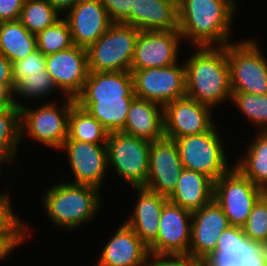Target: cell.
I'll return each instance as SVG.
<instances>
[{"label": "cell", "mask_w": 267, "mask_h": 266, "mask_svg": "<svg viewBox=\"0 0 267 266\" xmlns=\"http://www.w3.org/2000/svg\"><path fill=\"white\" fill-rule=\"evenodd\" d=\"M148 162V179L144 188L168 198L184 169L175 141L163 137L152 142Z\"/></svg>", "instance_id": "4fadbf2b"}, {"label": "cell", "mask_w": 267, "mask_h": 266, "mask_svg": "<svg viewBox=\"0 0 267 266\" xmlns=\"http://www.w3.org/2000/svg\"><path fill=\"white\" fill-rule=\"evenodd\" d=\"M248 146L245 158H239L234 167L267 192V131H259Z\"/></svg>", "instance_id": "f1b7e54d"}, {"label": "cell", "mask_w": 267, "mask_h": 266, "mask_svg": "<svg viewBox=\"0 0 267 266\" xmlns=\"http://www.w3.org/2000/svg\"><path fill=\"white\" fill-rule=\"evenodd\" d=\"M245 266H267V246H258Z\"/></svg>", "instance_id": "7bdbcfd3"}, {"label": "cell", "mask_w": 267, "mask_h": 266, "mask_svg": "<svg viewBox=\"0 0 267 266\" xmlns=\"http://www.w3.org/2000/svg\"><path fill=\"white\" fill-rule=\"evenodd\" d=\"M46 71L52 77L58 90L75 99L82 91L89 75L87 50L76 45L49 54L45 57Z\"/></svg>", "instance_id": "9a60e30c"}, {"label": "cell", "mask_w": 267, "mask_h": 266, "mask_svg": "<svg viewBox=\"0 0 267 266\" xmlns=\"http://www.w3.org/2000/svg\"><path fill=\"white\" fill-rule=\"evenodd\" d=\"M163 110L164 135L172 140L206 133L215 126L212 108L186 96L166 104Z\"/></svg>", "instance_id": "7c38bea8"}, {"label": "cell", "mask_w": 267, "mask_h": 266, "mask_svg": "<svg viewBox=\"0 0 267 266\" xmlns=\"http://www.w3.org/2000/svg\"><path fill=\"white\" fill-rule=\"evenodd\" d=\"M153 257V258H152ZM152 260H151V259ZM147 266H202V261L190 255H152Z\"/></svg>", "instance_id": "f35d334b"}, {"label": "cell", "mask_w": 267, "mask_h": 266, "mask_svg": "<svg viewBox=\"0 0 267 266\" xmlns=\"http://www.w3.org/2000/svg\"><path fill=\"white\" fill-rule=\"evenodd\" d=\"M130 71L89 72L81 93L75 99L135 98Z\"/></svg>", "instance_id": "603a6c76"}, {"label": "cell", "mask_w": 267, "mask_h": 266, "mask_svg": "<svg viewBox=\"0 0 267 266\" xmlns=\"http://www.w3.org/2000/svg\"><path fill=\"white\" fill-rule=\"evenodd\" d=\"M140 31H168L179 28L178 8L163 0H135L127 23Z\"/></svg>", "instance_id": "7402d4cb"}, {"label": "cell", "mask_w": 267, "mask_h": 266, "mask_svg": "<svg viewBox=\"0 0 267 266\" xmlns=\"http://www.w3.org/2000/svg\"><path fill=\"white\" fill-rule=\"evenodd\" d=\"M202 266H217L214 265L209 259L202 261Z\"/></svg>", "instance_id": "7dc6e473"}, {"label": "cell", "mask_w": 267, "mask_h": 266, "mask_svg": "<svg viewBox=\"0 0 267 266\" xmlns=\"http://www.w3.org/2000/svg\"><path fill=\"white\" fill-rule=\"evenodd\" d=\"M186 97L215 108L231 100L226 47H197L185 62Z\"/></svg>", "instance_id": "7a4b0ae2"}, {"label": "cell", "mask_w": 267, "mask_h": 266, "mask_svg": "<svg viewBox=\"0 0 267 266\" xmlns=\"http://www.w3.org/2000/svg\"><path fill=\"white\" fill-rule=\"evenodd\" d=\"M12 104V100L8 96L0 95V115Z\"/></svg>", "instance_id": "f6af8a7d"}, {"label": "cell", "mask_w": 267, "mask_h": 266, "mask_svg": "<svg viewBox=\"0 0 267 266\" xmlns=\"http://www.w3.org/2000/svg\"><path fill=\"white\" fill-rule=\"evenodd\" d=\"M230 226L227 217L214 199L192 212L189 255L204 261L215 251L221 233Z\"/></svg>", "instance_id": "e0dca14e"}, {"label": "cell", "mask_w": 267, "mask_h": 266, "mask_svg": "<svg viewBox=\"0 0 267 266\" xmlns=\"http://www.w3.org/2000/svg\"><path fill=\"white\" fill-rule=\"evenodd\" d=\"M258 245L246 238L243 227L229 226L216 244V251L208 258L217 266H245Z\"/></svg>", "instance_id": "d4e9b609"}, {"label": "cell", "mask_w": 267, "mask_h": 266, "mask_svg": "<svg viewBox=\"0 0 267 266\" xmlns=\"http://www.w3.org/2000/svg\"><path fill=\"white\" fill-rule=\"evenodd\" d=\"M10 196L0 193V234H26L29 233L28 225L13 214Z\"/></svg>", "instance_id": "8d00e7d4"}, {"label": "cell", "mask_w": 267, "mask_h": 266, "mask_svg": "<svg viewBox=\"0 0 267 266\" xmlns=\"http://www.w3.org/2000/svg\"><path fill=\"white\" fill-rule=\"evenodd\" d=\"M183 38L178 29L168 31H140L131 70L167 67L178 63V50Z\"/></svg>", "instance_id": "5bb4252c"}, {"label": "cell", "mask_w": 267, "mask_h": 266, "mask_svg": "<svg viewBox=\"0 0 267 266\" xmlns=\"http://www.w3.org/2000/svg\"><path fill=\"white\" fill-rule=\"evenodd\" d=\"M59 150L68 156L74 184H86L101 189L108 167L106 144L64 141Z\"/></svg>", "instance_id": "2e32d148"}, {"label": "cell", "mask_w": 267, "mask_h": 266, "mask_svg": "<svg viewBox=\"0 0 267 266\" xmlns=\"http://www.w3.org/2000/svg\"><path fill=\"white\" fill-rule=\"evenodd\" d=\"M60 14L73 8L81 0H47Z\"/></svg>", "instance_id": "ee69618b"}, {"label": "cell", "mask_w": 267, "mask_h": 266, "mask_svg": "<svg viewBox=\"0 0 267 266\" xmlns=\"http://www.w3.org/2000/svg\"><path fill=\"white\" fill-rule=\"evenodd\" d=\"M133 99H75V102L112 133L123 130Z\"/></svg>", "instance_id": "484cf974"}, {"label": "cell", "mask_w": 267, "mask_h": 266, "mask_svg": "<svg viewBox=\"0 0 267 266\" xmlns=\"http://www.w3.org/2000/svg\"><path fill=\"white\" fill-rule=\"evenodd\" d=\"M109 132L87 110L74 104L68 117L67 139L92 144H106Z\"/></svg>", "instance_id": "83f0119b"}, {"label": "cell", "mask_w": 267, "mask_h": 266, "mask_svg": "<svg viewBox=\"0 0 267 266\" xmlns=\"http://www.w3.org/2000/svg\"><path fill=\"white\" fill-rule=\"evenodd\" d=\"M20 140V108L12 103L0 115V159L5 164L14 161Z\"/></svg>", "instance_id": "f546056e"}, {"label": "cell", "mask_w": 267, "mask_h": 266, "mask_svg": "<svg viewBox=\"0 0 267 266\" xmlns=\"http://www.w3.org/2000/svg\"><path fill=\"white\" fill-rule=\"evenodd\" d=\"M45 55L37 48L25 58L12 63V76L15 85L30 75L41 74L46 70Z\"/></svg>", "instance_id": "d590c367"}, {"label": "cell", "mask_w": 267, "mask_h": 266, "mask_svg": "<svg viewBox=\"0 0 267 266\" xmlns=\"http://www.w3.org/2000/svg\"><path fill=\"white\" fill-rule=\"evenodd\" d=\"M5 163L2 159H0V171H1V165ZM1 173V172H0Z\"/></svg>", "instance_id": "c3c4849f"}, {"label": "cell", "mask_w": 267, "mask_h": 266, "mask_svg": "<svg viewBox=\"0 0 267 266\" xmlns=\"http://www.w3.org/2000/svg\"><path fill=\"white\" fill-rule=\"evenodd\" d=\"M59 12L47 0H25L19 21L37 35L61 19Z\"/></svg>", "instance_id": "4dcf8cb0"}, {"label": "cell", "mask_w": 267, "mask_h": 266, "mask_svg": "<svg viewBox=\"0 0 267 266\" xmlns=\"http://www.w3.org/2000/svg\"><path fill=\"white\" fill-rule=\"evenodd\" d=\"M231 102L260 129L258 131H267V94L232 92Z\"/></svg>", "instance_id": "d6a6232c"}, {"label": "cell", "mask_w": 267, "mask_h": 266, "mask_svg": "<svg viewBox=\"0 0 267 266\" xmlns=\"http://www.w3.org/2000/svg\"><path fill=\"white\" fill-rule=\"evenodd\" d=\"M174 141L186 170L203 174L215 182L231 168L221 135L215 126L209 132L176 138Z\"/></svg>", "instance_id": "8992f818"}, {"label": "cell", "mask_w": 267, "mask_h": 266, "mask_svg": "<svg viewBox=\"0 0 267 266\" xmlns=\"http://www.w3.org/2000/svg\"><path fill=\"white\" fill-rule=\"evenodd\" d=\"M214 182L207 176L183 169L168 200L194 212L213 200Z\"/></svg>", "instance_id": "cb8c5ba5"}, {"label": "cell", "mask_w": 267, "mask_h": 266, "mask_svg": "<svg viewBox=\"0 0 267 266\" xmlns=\"http://www.w3.org/2000/svg\"><path fill=\"white\" fill-rule=\"evenodd\" d=\"M112 22L127 24L131 20V9L135 0H99Z\"/></svg>", "instance_id": "74e56055"}, {"label": "cell", "mask_w": 267, "mask_h": 266, "mask_svg": "<svg viewBox=\"0 0 267 266\" xmlns=\"http://www.w3.org/2000/svg\"><path fill=\"white\" fill-rule=\"evenodd\" d=\"M134 94L137 98L156 102L163 107L185 97V65L131 70Z\"/></svg>", "instance_id": "30bf717a"}, {"label": "cell", "mask_w": 267, "mask_h": 266, "mask_svg": "<svg viewBox=\"0 0 267 266\" xmlns=\"http://www.w3.org/2000/svg\"><path fill=\"white\" fill-rule=\"evenodd\" d=\"M151 142L121 132L109 133L106 149L108 167H113L130 186L144 187L148 179Z\"/></svg>", "instance_id": "9c48e42d"}, {"label": "cell", "mask_w": 267, "mask_h": 266, "mask_svg": "<svg viewBox=\"0 0 267 266\" xmlns=\"http://www.w3.org/2000/svg\"><path fill=\"white\" fill-rule=\"evenodd\" d=\"M163 1H167L169 3H171L172 5L176 6L177 8H179L182 0H163Z\"/></svg>", "instance_id": "bcb514c9"}, {"label": "cell", "mask_w": 267, "mask_h": 266, "mask_svg": "<svg viewBox=\"0 0 267 266\" xmlns=\"http://www.w3.org/2000/svg\"><path fill=\"white\" fill-rule=\"evenodd\" d=\"M25 0H0V22L19 20Z\"/></svg>", "instance_id": "60d3db41"}, {"label": "cell", "mask_w": 267, "mask_h": 266, "mask_svg": "<svg viewBox=\"0 0 267 266\" xmlns=\"http://www.w3.org/2000/svg\"><path fill=\"white\" fill-rule=\"evenodd\" d=\"M57 86L55 85L52 77L43 71L41 74L30 75L26 78L21 79L14 88L13 97L17 95L18 97L26 99H37L44 96L47 97L49 94L57 91Z\"/></svg>", "instance_id": "e575fe53"}, {"label": "cell", "mask_w": 267, "mask_h": 266, "mask_svg": "<svg viewBox=\"0 0 267 266\" xmlns=\"http://www.w3.org/2000/svg\"><path fill=\"white\" fill-rule=\"evenodd\" d=\"M191 220L192 212L168 200L162 208L157 239L148 247L150 254L189 255Z\"/></svg>", "instance_id": "8fae6325"}, {"label": "cell", "mask_w": 267, "mask_h": 266, "mask_svg": "<svg viewBox=\"0 0 267 266\" xmlns=\"http://www.w3.org/2000/svg\"><path fill=\"white\" fill-rule=\"evenodd\" d=\"M37 49L36 35L19 20L0 22V53L11 63L17 62Z\"/></svg>", "instance_id": "4316f807"}, {"label": "cell", "mask_w": 267, "mask_h": 266, "mask_svg": "<svg viewBox=\"0 0 267 266\" xmlns=\"http://www.w3.org/2000/svg\"><path fill=\"white\" fill-rule=\"evenodd\" d=\"M73 44L88 48L102 36L113 23L99 0H81L64 16Z\"/></svg>", "instance_id": "ac0fdd59"}, {"label": "cell", "mask_w": 267, "mask_h": 266, "mask_svg": "<svg viewBox=\"0 0 267 266\" xmlns=\"http://www.w3.org/2000/svg\"><path fill=\"white\" fill-rule=\"evenodd\" d=\"M140 30L133 25L113 22L97 41L89 46V72L131 71L135 43Z\"/></svg>", "instance_id": "277c9868"}, {"label": "cell", "mask_w": 267, "mask_h": 266, "mask_svg": "<svg viewBox=\"0 0 267 266\" xmlns=\"http://www.w3.org/2000/svg\"><path fill=\"white\" fill-rule=\"evenodd\" d=\"M135 189L138 200L133 215L128 217L125 223L149 247L157 239L162 208L168 198L144 187H135Z\"/></svg>", "instance_id": "ffe728a7"}, {"label": "cell", "mask_w": 267, "mask_h": 266, "mask_svg": "<svg viewBox=\"0 0 267 266\" xmlns=\"http://www.w3.org/2000/svg\"><path fill=\"white\" fill-rule=\"evenodd\" d=\"M121 133L151 143L162 139L165 137L163 106L153 101L135 97Z\"/></svg>", "instance_id": "44dd1931"}, {"label": "cell", "mask_w": 267, "mask_h": 266, "mask_svg": "<svg viewBox=\"0 0 267 266\" xmlns=\"http://www.w3.org/2000/svg\"><path fill=\"white\" fill-rule=\"evenodd\" d=\"M15 83L12 76V63L0 53V95L12 98Z\"/></svg>", "instance_id": "ab89813d"}, {"label": "cell", "mask_w": 267, "mask_h": 266, "mask_svg": "<svg viewBox=\"0 0 267 266\" xmlns=\"http://www.w3.org/2000/svg\"><path fill=\"white\" fill-rule=\"evenodd\" d=\"M234 0H182L178 8L181 37L195 47L230 44V28L236 11Z\"/></svg>", "instance_id": "6da1fadb"}, {"label": "cell", "mask_w": 267, "mask_h": 266, "mask_svg": "<svg viewBox=\"0 0 267 266\" xmlns=\"http://www.w3.org/2000/svg\"><path fill=\"white\" fill-rule=\"evenodd\" d=\"M27 234H0V259L9 255L15 247L24 242Z\"/></svg>", "instance_id": "b9f144b4"}, {"label": "cell", "mask_w": 267, "mask_h": 266, "mask_svg": "<svg viewBox=\"0 0 267 266\" xmlns=\"http://www.w3.org/2000/svg\"><path fill=\"white\" fill-rule=\"evenodd\" d=\"M232 92L267 94V58L254 40L227 44Z\"/></svg>", "instance_id": "52a82bcc"}, {"label": "cell", "mask_w": 267, "mask_h": 266, "mask_svg": "<svg viewBox=\"0 0 267 266\" xmlns=\"http://www.w3.org/2000/svg\"><path fill=\"white\" fill-rule=\"evenodd\" d=\"M243 230L247 239L258 246H267V192L255 203Z\"/></svg>", "instance_id": "836d02e7"}, {"label": "cell", "mask_w": 267, "mask_h": 266, "mask_svg": "<svg viewBox=\"0 0 267 266\" xmlns=\"http://www.w3.org/2000/svg\"><path fill=\"white\" fill-rule=\"evenodd\" d=\"M232 167L214 182L213 199L230 226L243 227L255 203L266 191Z\"/></svg>", "instance_id": "ba28073f"}, {"label": "cell", "mask_w": 267, "mask_h": 266, "mask_svg": "<svg viewBox=\"0 0 267 266\" xmlns=\"http://www.w3.org/2000/svg\"><path fill=\"white\" fill-rule=\"evenodd\" d=\"M37 48L45 56L74 46L67 21L62 17L54 25L36 35Z\"/></svg>", "instance_id": "1f68e13d"}, {"label": "cell", "mask_w": 267, "mask_h": 266, "mask_svg": "<svg viewBox=\"0 0 267 266\" xmlns=\"http://www.w3.org/2000/svg\"><path fill=\"white\" fill-rule=\"evenodd\" d=\"M100 190L86 184L57 183L43 194L42 203L56 226L74 230L93 219L101 209Z\"/></svg>", "instance_id": "3957f363"}, {"label": "cell", "mask_w": 267, "mask_h": 266, "mask_svg": "<svg viewBox=\"0 0 267 266\" xmlns=\"http://www.w3.org/2000/svg\"><path fill=\"white\" fill-rule=\"evenodd\" d=\"M149 248L125 222L108 240L96 266H147Z\"/></svg>", "instance_id": "d6986e66"}, {"label": "cell", "mask_w": 267, "mask_h": 266, "mask_svg": "<svg viewBox=\"0 0 267 266\" xmlns=\"http://www.w3.org/2000/svg\"><path fill=\"white\" fill-rule=\"evenodd\" d=\"M65 99L61 107L56 102H49L37 109H30L13 98L12 103L20 108L21 138L28 134L30 139L53 149H60L67 139L70 110L76 103L73 98Z\"/></svg>", "instance_id": "5b68a950"}]
</instances>
